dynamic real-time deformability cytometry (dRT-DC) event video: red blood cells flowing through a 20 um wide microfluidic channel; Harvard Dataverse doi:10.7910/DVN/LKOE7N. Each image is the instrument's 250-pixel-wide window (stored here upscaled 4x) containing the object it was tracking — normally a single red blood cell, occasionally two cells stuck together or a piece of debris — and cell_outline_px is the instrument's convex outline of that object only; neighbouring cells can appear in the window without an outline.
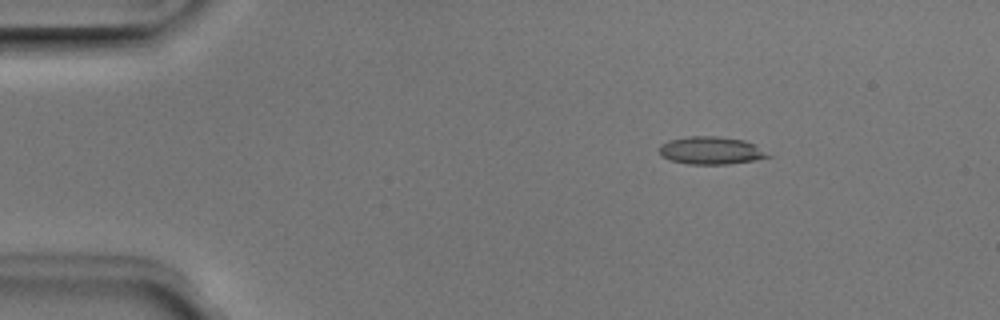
{"species": "Egyptian fruit bat (a non-hibernating species)", "species_latin": "Rousettus aegyptiacus", "temperature_condition": "room temperature", "stored_images_in_passage": 5, "camera_frame_rate_fps": 3000, "um_per_image_px": 0.085, "animal": {"sex": "male"}, "frame": {"image": 1, "passage_image": 3, "time_ms": 0.667, "image_size_px": [1000, 320], "cell_outline_px": [[772, 156], [752, 160], [728, 164], [688, 164], [672, 160], [660, 156], [660, 144], [668, 140], [688, 136], [716, 136], [744, 140], [756, 144]], "centroid_in_image_um": [60.42, 12.78], "position_along_channel_um": 24.6, "area_um2": 17.51}}